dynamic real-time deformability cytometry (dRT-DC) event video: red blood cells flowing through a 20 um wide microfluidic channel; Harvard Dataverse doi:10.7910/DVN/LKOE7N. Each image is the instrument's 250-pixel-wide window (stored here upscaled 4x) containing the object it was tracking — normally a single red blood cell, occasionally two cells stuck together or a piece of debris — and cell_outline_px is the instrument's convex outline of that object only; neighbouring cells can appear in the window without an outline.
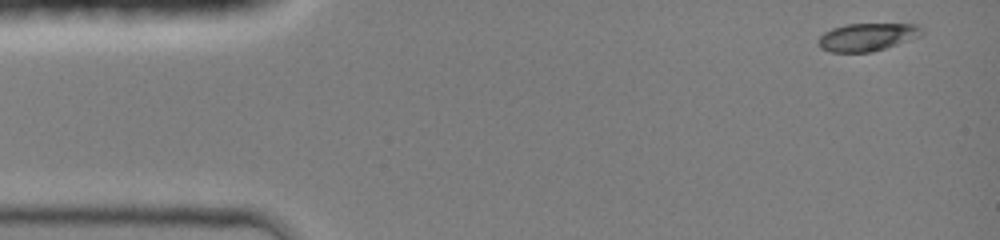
{"species": "common noctule bat (a hibernating species)", "species_latin": "Nyctalus noctula", "temperature_condition": "room temperature", "stored_images_in_passage": 36, "camera_frame_rate_fps": 3000, "um_per_image_px": 0.085, "animal": {"sex": "female", "body_mass_g": 19.0, "forearm_length_mm": 51.5}, "frame": {"image": 1, "passage_image": 1, "time_ms": 0.0, "image_size_px": [1000, 240], "cell_outline_px": [[924, 32], [920, 36], [872, 52], [828, 52], [820, 48], [816, 40], [824, 32], [832, 28], [848, 24], [920, 24], [924, 28]], "centroid_in_image_um": [73.7, 3.14], "position_along_channel_um": 11.3, "area_um2": 16.88}}
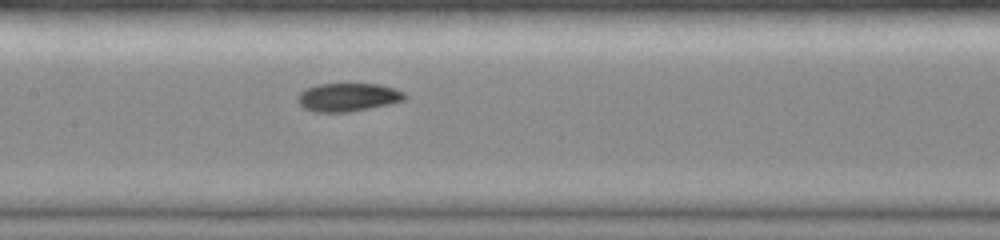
{"frame": {"image": 2, "passage_image": 20, "time_ms": 6.333, "image_size_px": [1000, 240], "cell_outline_px": [[408, 96], [404, 100], [388, 104], [348, 112], [312, 112], [304, 108], [296, 100], [296, 96], [304, 88], [320, 84], [380, 84], [404, 92]], "centroid_in_image_um": [29.53, 8.26], "position_along_channel_um": 177.9, "area_um2": 17.69}}
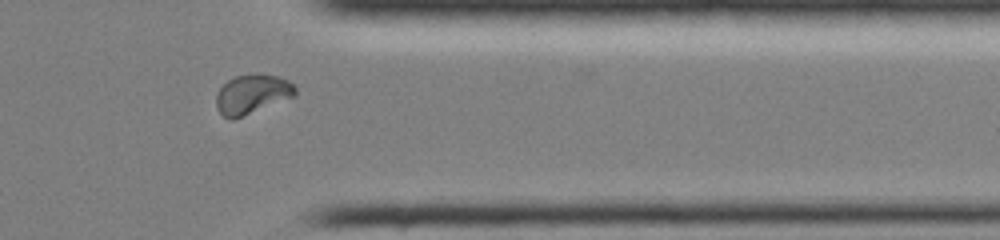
{"frame": {"image": 3, "passage_image": 35, "time_ms": 11.333, "image_size_px": [1000, 240], "cell_outline_px": [[296, 96], [232, 120], [224, 116], [216, 108], [216, 96], [220, 88], [228, 80], [236, 76], [276, 76], [288, 80], [296, 88]], "centroid_in_image_um": [21.43, 8.04], "position_along_channel_um": 390.0, "area_um2": 17.63}}